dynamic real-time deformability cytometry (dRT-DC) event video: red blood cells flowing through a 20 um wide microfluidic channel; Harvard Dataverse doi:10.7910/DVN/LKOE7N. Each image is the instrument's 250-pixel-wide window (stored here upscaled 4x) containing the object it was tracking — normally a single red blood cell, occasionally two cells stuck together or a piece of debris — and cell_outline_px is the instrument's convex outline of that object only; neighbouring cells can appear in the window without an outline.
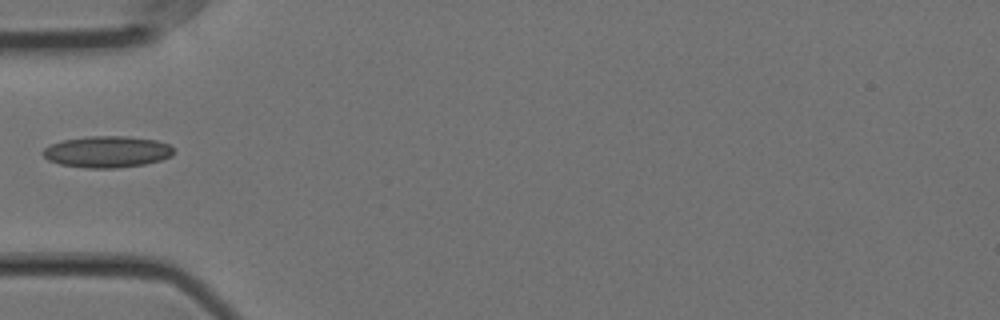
{"species": "Egyptian fruit bat (a non-hibernating species)", "species_latin": "Rousettus aegyptiacus", "temperature_condition": "cold", "stored_images_in_passage": 16, "camera_frame_rate_fps": 3000, "um_per_image_px": 0.085, "animal": {"sex": "female"}, "frame": {"image": 1, "passage_image": 1, "time_ms": 0.0, "image_size_px": [1000, 320], "cell_outline_px": [[172, 156], [160, 160], [144, 164], [116, 168], [84, 168], [60, 164], [48, 160], [40, 152], [44, 148], [60, 140], [88, 136], [128, 136], [156, 140], [168, 144], [172, 148]], "centroid_in_image_um": [9.06, 12.9], "position_along_channel_um": 75.9, "area_um2": 24.04}}
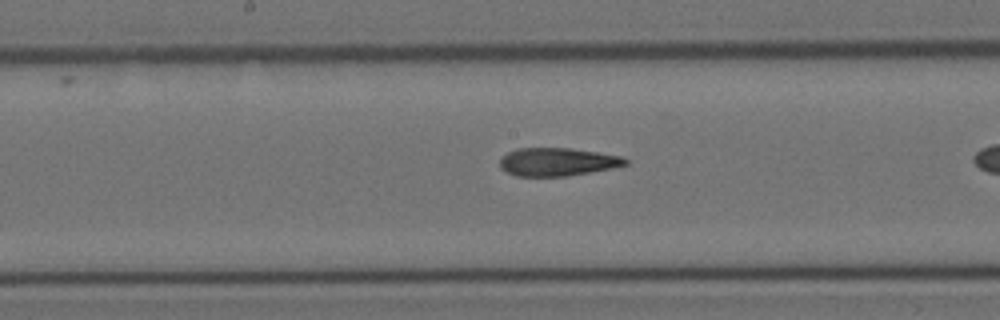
{"frame": {"image": 2, "passage_image": 8, "time_ms": 2.333, "image_size_px": [1000, 320], "cell_outline_px": [[628, 164], [612, 168], [568, 176], [516, 176], [500, 168], [500, 160], [508, 152], [516, 148], [572, 148], [620, 156], [628, 160]], "centroid_in_image_um": [47.37, 13.76], "position_along_channel_um": 200.8, "area_um2": 20.46}}
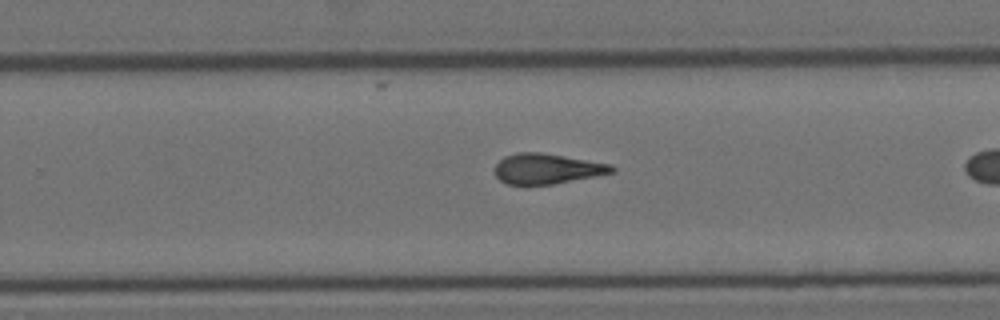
{"frame": {"image": 3, "passage_image": 15, "time_ms": 4.667, "image_size_px": [1000, 320], "cell_outline_px": [[616, 172], [552, 184], [524, 188], [508, 184], [500, 180], [496, 176], [496, 164], [504, 156], [516, 152], [540, 152], [612, 164], [616, 168]], "centroid_in_image_um": [46.47, 14.37], "position_along_channel_um": 283.3, "area_um2": 21.15}}